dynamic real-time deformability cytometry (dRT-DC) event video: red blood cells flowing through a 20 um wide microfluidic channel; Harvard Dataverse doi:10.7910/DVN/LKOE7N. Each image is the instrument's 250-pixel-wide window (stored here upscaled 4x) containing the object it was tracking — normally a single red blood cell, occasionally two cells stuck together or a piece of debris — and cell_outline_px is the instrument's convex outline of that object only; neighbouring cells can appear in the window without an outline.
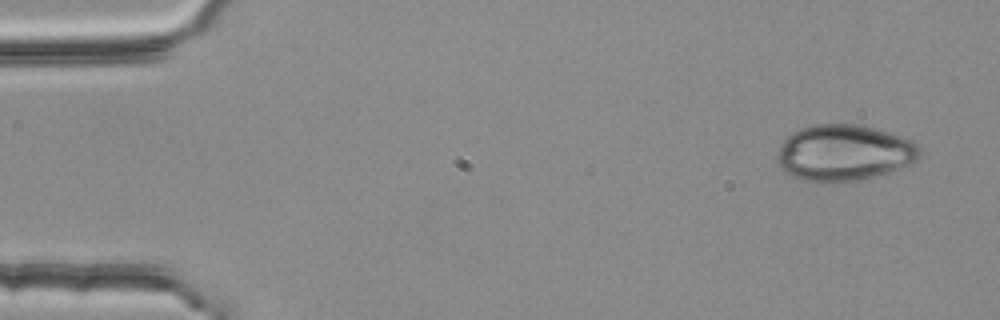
{"species": "common noctule bat (a hibernating species)", "species_latin": "Nyctalus noctula", "temperature_condition": "room temperature", "stored_images_in_passage": 4, "camera_frame_rate_fps": 3000, "um_per_image_px": 0.085, "animal": {"sex": "female", "body_mass_g": 25.1}, "frame": {"image": 1, "passage_image": 1, "time_ms": 0.0, "image_size_px": [1000, 320], "cell_outline_px": [[920, 156], [916, 160], [908, 164], [888, 172], [856, 180], [804, 180], [780, 168], [776, 160], [776, 156], [780, 144], [792, 132], [800, 128], [812, 124], [856, 124], [888, 132], [912, 140], [920, 148]], "centroid_in_image_um": [71.72, 12.94], "position_along_channel_um": 13.3, "area_um2": 45.78}}
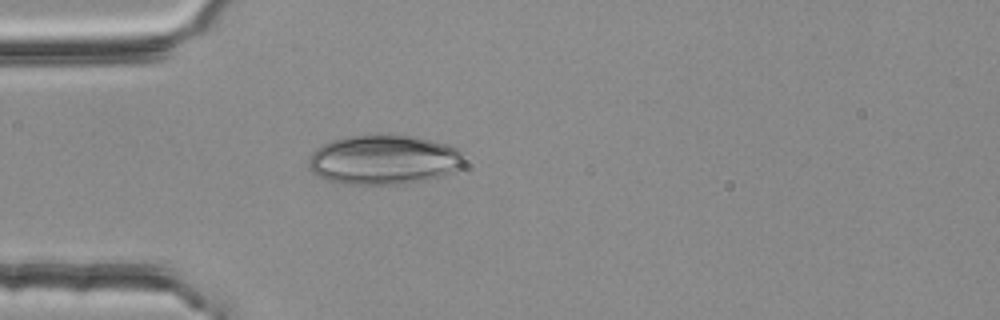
{"frame": {"image": 2, "passage_image": 4, "time_ms": 1.0, "image_size_px": [1000, 320], "cell_outline_px": [[464, 160], [452, 172], [440, 176], [408, 184], [336, 184], [320, 176], [308, 164], [308, 160], [312, 152], [320, 144], [332, 140], [348, 136], [420, 136], [448, 144], [464, 152]], "centroid_in_image_um": [32.63, 13.58], "position_along_channel_um": 52.4, "area_um2": 44.85}}